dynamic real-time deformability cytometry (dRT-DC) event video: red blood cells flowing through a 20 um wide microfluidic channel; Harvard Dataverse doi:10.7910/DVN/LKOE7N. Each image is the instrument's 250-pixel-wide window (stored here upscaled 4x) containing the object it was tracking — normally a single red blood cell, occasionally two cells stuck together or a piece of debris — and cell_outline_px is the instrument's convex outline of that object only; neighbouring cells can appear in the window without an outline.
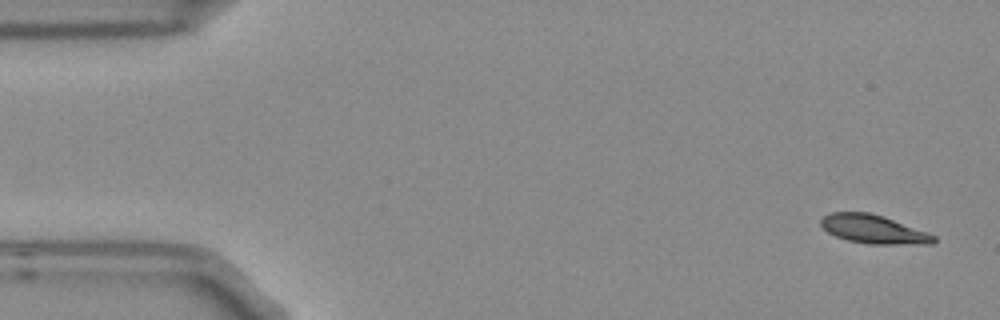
{"species": "Egyptian fruit bat (a non-hibernating species)", "species_latin": "Rousettus aegyptiacus", "temperature_condition": "room temperature", "stored_images_in_passage": 5, "camera_frame_rate_fps": 3000, "um_per_image_px": 0.085, "frame": {"image": 1, "passage_image": 1, "time_ms": 0.0, "image_size_px": [1000, 320], "cell_outline_px": [[936, 240], [932, 244], [868, 244], [848, 240], [836, 236], [828, 232], [820, 224], [820, 220], [828, 212], [868, 212], [884, 216], [936, 236]], "centroid_in_image_um": [74.23, 19.48], "position_along_channel_um": 10.8, "area_um2": 18.73}}
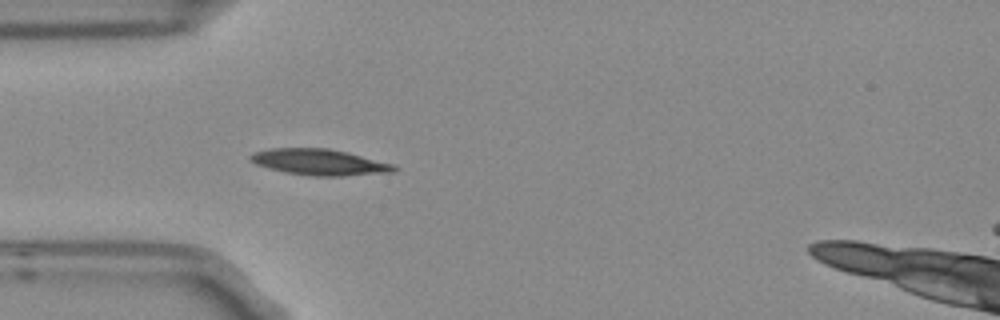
{"frame": {"image": 2, "passage_image": 5, "time_ms": 1.333, "image_size_px": [1000, 320], "cell_outline_px": [[400, 168], [396, 172], [344, 176], [312, 176], [284, 172], [268, 168], [256, 164], [248, 160], [248, 156], [252, 152], [272, 148], [328, 148], [348, 152], [392, 164]], "centroid_in_image_um": [27.14, 13.78], "position_along_channel_um": 57.9, "area_um2": 22.08}}